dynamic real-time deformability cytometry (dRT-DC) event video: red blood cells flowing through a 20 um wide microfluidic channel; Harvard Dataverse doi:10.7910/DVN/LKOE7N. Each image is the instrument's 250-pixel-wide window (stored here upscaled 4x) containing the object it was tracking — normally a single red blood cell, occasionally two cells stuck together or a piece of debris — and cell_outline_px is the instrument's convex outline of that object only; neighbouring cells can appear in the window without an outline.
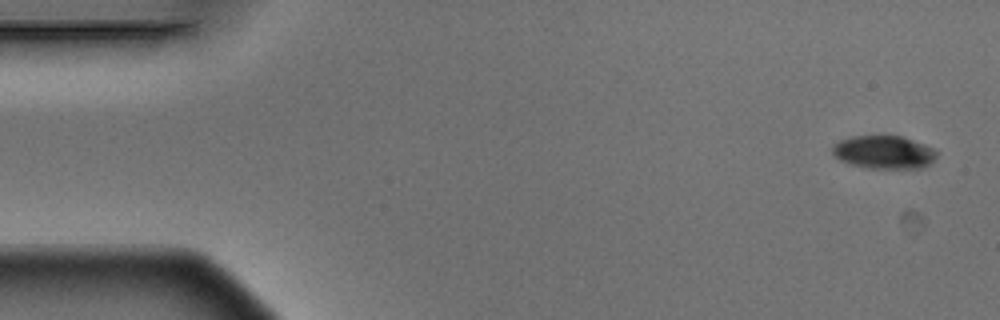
{"species": "Egyptian fruit bat (a non-hibernating species)", "species_latin": "Rousettus aegyptiacus", "temperature_condition": "warm", "stored_images_in_passage": 10, "camera_frame_rate_fps": 3000, "um_per_image_px": 0.085, "animal": {"sex": "male"}, "frame": {"image": 1, "passage_image": 1, "time_ms": 0.0, "image_size_px": [1000, 320], "cell_outline_px": [[936, 156], [924, 168], [868, 168], [848, 164], [832, 156], [832, 148], [840, 140], [852, 136], [900, 136], [936, 148]], "centroid_in_image_um": [75.11, 12.94], "position_along_channel_um": 9.9, "area_um2": 20.11}}
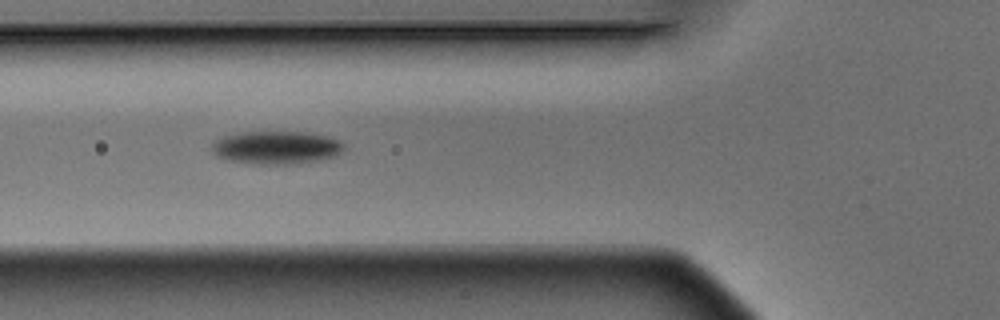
{"frame": {"image": 2, "passage_image": 6, "time_ms": 1.667, "image_size_px": [1000, 320], "cell_outline_px": [[348, 148], [332, 156], [320, 160], [296, 164], [252, 164], [228, 160], [216, 156], [212, 152], [212, 144], [216, 140], [224, 136], [244, 132], [312, 132], [328, 136], [340, 140]], "centroid_in_image_um": [23.52, 12.54], "position_along_channel_um": 102.3, "area_um2": 25.66}}
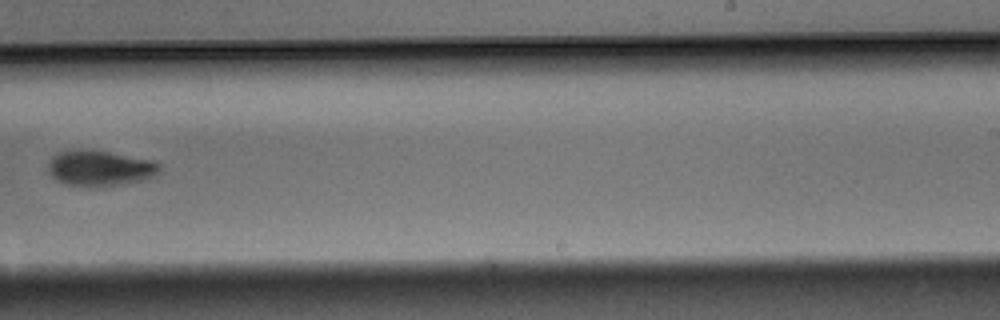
{"frame": {"image": 3, "passage_image": 10, "time_ms": 3.0, "image_size_px": [1000, 320], "cell_outline_px": [[160, 172], [156, 176], [144, 180], [120, 184], [88, 188], [64, 184], [56, 180], [48, 172], [48, 164], [52, 156], [60, 152], [108, 152], [152, 160], [160, 164]], "centroid_in_image_um": [8.52, 14.35], "position_along_channel_um": 280.5, "area_um2": 22.77}}